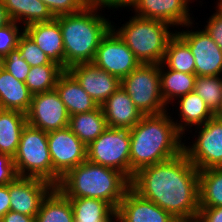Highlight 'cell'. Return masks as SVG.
Returning a JSON list of instances; mask_svg holds the SVG:
<instances>
[{"label":"cell","mask_w":222,"mask_h":222,"mask_svg":"<svg viewBox=\"0 0 222 222\" xmlns=\"http://www.w3.org/2000/svg\"><path fill=\"white\" fill-rule=\"evenodd\" d=\"M13 160L18 176L40 178L53 185V167L47 132L27 124L22 131Z\"/></svg>","instance_id":"6"},{"label":"cell","mask_w":222,"mask_h":222,"mask_svg":"<svg viewBox=\"0 0 222 222\" xmlns=\"http://www.w3.org/2000/svg\"><path fill=\"white\" fill-rule=\"evenodd\" d=\"M192 30H176V33L188 44L195 58V75H222V49L204 29Z\"/></svg>","instance_id":"13"},{"label":"cell","mask_w":222,"mask_h":222,"mask_svg":"<svg viewBox=\"0 0 222 222\" xmlns=\"http://www.w3.org/2000/svg\"><path fill=\"white\" fill-rule=\"evenodd\" d=\"M130 187L179 222H195L199 212V170L184 152L134 174Z\"/></svg>","instance_id":"1"},{"label":"cell","mask_w":222,"mask_h":222,"mask_svg":"<svg viewBox=\"0 0 222 222\" xmlns=\"http://www.w3.org/2000/svg\"><path fill=\"white\" fill-rule=\"evenodd\" d=\"M67 70L98 106H101L121 87L119 78L100 69L93 62L75 64Z\"/></svg>","instance_id":"16"},{"label":"cell","mask_w":222,"mask_h":222,"mask_svg":"<svg viewBox=\"0 0 222 222\" xmlns=\"http://www.w3.org/2000/svg\"><path fill=\"white\" fill-rule=\"evenodd\" d=\"M56 18L63 39L64 70L75 64L93 62L101 40L115 23L102 16L98 9L87 6L76 14Z\"/></svg>","instance_id":"3"},{"label":"cell","mask_w":222,"mask_h":222,"mask_svg":"<svg viewBox=\"0 0 222 222\" xmlns=\"http://www.w3.org/2000/svg\"><path fill=\"white\" fill-rule=\"evenodd\" d=\"M55 89L70 116L77 113L89 112L98 107L68 70H64L60 74Z\"/></svg>","instance_id":"20"},{"label":"cell","mask_w":222,"mask_h":222,"mask_svg":"<svg viewBox=\"0 0 222 222\" xmlns=\"http://www.w3.org/2000/svg\"><path fill=\"white\" fill-rule=\"evenodd\" d=\"M192 0H136L133 4L135 15L160 20L173 27H193L194 24L189 13ZM190 2V3H189Z\"/></svg>","instance_id":"15"},{"label":"cell","mask_w":222,"mask_h":222,"mask_svg":"<svg viewBox=\"0 0 222 222\" xmlns=\"http://www.w3.org/2000/svg\"><path fill=\"white\" fill-rule=\"evenodd\" d=\"M18 49L20 56L30 65L37 67L46 64H57L52 62L50 58L37 46L25 32H23L18 41Z\"/></svg>","instance_id":"33"},{"label":"cell","mask_w":222,"mask_h":222,"mask_svg":"<svg viewBox=\"0 0 222 222\" xmlns=\"http://www.w3.org/2000/svg\"><path fill=\"white\" fill-rule=\"evenodd\" d=\"M163 63L171 70L195 74V58L188 44L177 33L168 41Z\"/></svg>","instance_id":"29"},{"label":"cell","mask_w":222,"mask_h":222,"mask_svg":"<svg viewBox=\"0 0 222 222\" xmlns=\"http://www.w3.org/2000/svg\"><path fill=\"white\" fill-rule=\"evenodd\" d=\"M54 17L76 14L86 7L85 0H41Z\"/></svg>","instance_id":"36"},{"label":"cell","mask_w":222,"mask_h":222,"mask_svg":"<svg viewBox=\"0 0 222 222\" xmlns=\"http://www.w3.org/2000/svg\"><path fill=\"white\" fill-rule=\"evenodd\" d=\"M101 107L107 125L111 128L130 130L144 116L122 87H119Z\"/></svg>","instance_id":"18"},{"label":"cell","mask_w":222,"mask_h":222,"mask_svg":"<svg viewBox=\"0 0 222 222\" xmlns=\"http://www.w3.org/2000/svg\"><path fill=\"white\" fill-rule=\"evenodd\" d=\"M195 222H222V206L200 207Z\"/></svg>","instance_id":"40"},{"label":"cell","mask_w":222,"mask_h":222,"mask_svg":"<svg viewBox=\"0 0 222 222\" xmlns=\"http://www.w3.org/2000/svg\"><path fill=\"white\" fill-rule=\"evenodd\" d=\"M0 66L21 82H25L31 68L20 56L18 47L11 50L5 57L0 59Z\"/></svg>","instance_id":"34"},{"label":"cell","mask_w":222,"mask_h":222,"mask_svg":"<svg viewBox=\"0 0 222 222\" xmlns=\"http://www.w3.org/2000/svg\"><path fill=\"white\" fill-rule=\"evenodd\" d=\"M120 222H179L158 205L142 198L131 187L116 210Z\"/></svg>","instance_id":"17"},{"label":"cell","mask_w":222,"mask_h":222,"mask_svg":"<svg viewBox=\"0 0 222 222\" xmlns=\"http://www.w3.org/2000/svg\"><path fill=\"white\" fill-rule=\"evenodd\" d=\"M54 187L40 178L18 176L9 183L10 211L36 216L43 199Z\"/></svg>","instance_id":"14"},{"label":"cell","mask_w":222,"mask_h":222,"mask_svg":"<svg viewBox=\"0 0 222 222\" xmlns=\"http://www.w3.org/2000/svg\"><path fill=\"white\" fill-rule=\"evenodd\" d=\"M64 69L58 64L31 67L25 84L32 95L55 89L57 79Z\"/></svg>","instance_id":"31"},{"label":"cell","mask_w":222,"mask_h":222,"mask_svg":"<svg viewBox=\"0 0 222 222\" xmlns=\"http://www.w3.org/2000/svg\"><path fill=\"white\" fill-rule=\"evenodd\" d=\"M130 131L108 127L87 146V160L116 169L130 180Z\"/></svg>","instance_id":"8"},{"label":"cell","mask_w":222,"mask_h":222,"mask_svg":"<svg viewBox=\"0 0 222 222\" xmlns=\"http://www.w3.org/2000/svg\"><path fill=\"white\" fill-rule=\"evenodd\" d=\"M130 181L140 169L161 163L183 152V137L168 111L144 115L130 130Z\"/></svg>","instance_id":"2"},{"label":"cell","mask_w":222,"mask_h":222,"mask_svg":"<svg viewBox=\"0 0 222 222\" xmlns=\"http://www.w3.org/2000/svg\"><path fill=\"white\" fill-rule=\"evenodd\" d=\"M216 116L222 120V108L217 112Z\"/></svg>","instance_id":"45"},{"label":"cell","mask_w":222,"mask_h":222,"mask_svg":"<svg viewBox=\"0 0 222 222\" xmlns=\"http://www.w3.org/2000/svg\"><path fill=\"white\" fill-rule=\"evenodd\" d=\"M74 222H110L116 210L104 200L97 198H69Z\"/></svg>","instance_id":"28"},{"label":"cell","mask_w":222,"mask_h":222,"mask_svg":"<svg viewBox=\"0 0 222 222\" xmlns=\"http://www.w3.org/2000/svg\"><path fill=\"white\" fill-rule=\"evenodd\" d=\"M17 177L13 158L10 155L0 153V185H8Z\"/></svg>","instance_id":"37"},{"label":"cell","mask_w":222,"mask_h":222,"mask_svg":"<svg viewBox=\"0 0 222 222\" xmlns=\"http://www.w3.org/2000/svg\"><path fill=\"white\" fill-rule=\"evenodd\" d=\"M194 92L206 103L216 115L222 108V76H197Z\"/></svg>","instance_id":"32"},{"label":"cell","mask_w":222,"mask_h":222,"mask_svg":"<svg viewBox=\"0 0 222 222\" xmlns=\"http://www.w3.org/2000/svg\"><path fill=\"white\" fill-rule=\"evenodd\" d=\"M110 222H120L117 216H115Z\"/></svg>","instance_id":"46"},{"label":"cell","mask_w":222,"mask_h":222,"mask_svg":"<svg viewBox=\"0 0 222 222\" xmlns=\"http://www.w3.org/2000/svg\"><path fill=\"white\" fill-rule=\"evenodd\" d=\"M24 32L38 47L64 69V46L59 21L55 17L51 21L33 23L24 27Z\"/></svg>","instance_id":"19"},{"label":"cell","mask_w":222,"mask_h":222,"mask_svg":"<svg viewBox=\"0 0 222 222\" xmlns=\"http://www.w3.org/2000/svg\"><path fill=\"white\" fill-rule=\"evenodd\" d=\"M112 29L143 64H161L170 38L176 33L166 22L132 16L121 27ZM170 29V31H169Z\"/></svg>","instance_id":"5"},{"label":"cell","mask_w":222,"mask_h":222,"mask_svg":"<svg viewBox=\"0 0 222 222\" xmlns=\"http://www.w3.org/2000/svg\"><path fill=\"white\" fill-rule=\"evenodd\" d=\"M35 222H74L69 198L54 187L43 199Z\"/></svg>","instance_id":"27"},{"label":"cell","mask_w":222,"mask_h":222,"mask_svg":"<svg viewBox=\"0 0 222 222\" xmlns=\"http://www.w3.org/2000/svg\"><path fill=\"white\" fill-rule=\"evenodd\" d=\"M68 127L88 146L108 128V125L102 107L98 106L95 110L71 115Z\"/></svg>","instance_id":"25"},{"label":"cell","mask_w":222,"mask_h":222,"mask_svg":"<svg viewBox=\"0 0 222 222\" xmlns=\"http://www.w3.org/2000/svg\"><path fill=\"white\" fill-rule=\"evenodd\" d=\"M32 94L25 82L18 81L0 66V109L27 114Z\"/></svg>","instance_id":"22"},{"label":"cell","mask_w":222,"mask_h":222,"mask_svg":"<svg viewBox=\"0 0 222 222\" xmlns=\"http://www.w3.org/2000/svg\"><path fill=\"white\" fill-rule=\"evenodd\" d=\"M193 144L183 143V152L200 171L222 167V120L216 115L205 124L196 127ZM186 144V145H185Z\"/></svg>","instance_id":"9"},{"label":"cell","mask_w":222,"mask_h":222,"mask_svg":"<svg viewBox=\"0 0 222 222\" xmlns=\"http://www.w3.org/2000/svg\"><path fill=\"white\" fill-rule=\"evenodd\" d=\"M56 187L67 198H97L117 210L130 180L116 169L86 160L69 170Z\"/></svg>","instance_id":"4"},{"label":"cell","mask_w":222,"mask_h":222,"mask_svg":"<svg viewBox=\"0 0 222 222\" xmlns=\"http://www.w3.org/2000/svg\"><path fill=\"white\" fill-rule=\"evenodd\" d=\"M93 63L120 80L141 64L112 28L101 40Z\"/></svg>","instance_id":"11"},{"label":"cell","mask_w":222,"mask_h":222,"mask_svg":"<svg viewBox=\"0 0 222 222\" xmlns=\"http://www.w3.org/2000/svg\"><path fill=\"white\" fill-rule=\"evenodd\" d=\"M21 26L12 21L10 24L0 28V59L5 57L11 50L17 48L19 38L24 32V27L23 25Z\"/></svg>","instance_id":"35"},{"label":"cell","mask_w":222,"mask_h":222,"mask_svg":"<svg viewBox=\"0 0 222 222\" xmlns=\"http://www.w3.org/2000/svg\"><path fill=\"white\" fill-rule=\"evenodd\" d=\"M53 167V186L72 168L87 160V146L69 127L47 132Z\"/></svg>","instance_id":"10"},{"label":"cell","mask_w":222,"mask_h":222,"mask_svg":"<svg viewBox=\"0 0 222 222\" xmlns=\"http://www.w3.org/2000/svg\"><path fill=\"white\" fill-rule=\"evenodd\" d=\"M219 2H217V6L215 7V13L217 14V15H219L221 18H222V0H218Z\"/></svg>","instance_id":"44"},{"label":"cell","mask_w":222,"mask_h":222,"mask_svg":"<svg viewBox=\"0 0 222 222\" xmlns=\"http://www.w3.org/2000/svg\"><path fill=\"white\" fill-rule=\"evenodd\" d=\"M10 211L9 184L0 185V220Z\"/></svg>","instance_id":"41"},{"label":"cell","mask_w":222,"mask_h":222,"mask_svg":"<svg viewBox=\"0 0 222 222\" xmlns=\"http://www.w3.org/2000/svg\"><path fill=\"white\" fill-rule=\"evenodd\" d=\"M27 124L44 132L63 129L69 126L70 115L56 91L32 95Z\"/></svg>","instance_id":"12"},{"label":"cell","mask_w":222,"mask_h":222,"mask_svg":"<svg viewBox=\"0 0 222 222\" xmlns=\"http://www.w3.org/2000/svg\"><path fill=\"white\" fill-rule=\"evenodd\" d=\"M0 222H35V216H27L15 211H8Z\"/></svg>","instance_id":"42"},{"label":"cell","mask_w":222,"mask_h":222,"mask_svg":"<svg viewBox=\"0 0 222 222\" xmlns=\"http://www.w3.org/2000/svg\"><path fill=\"white\" fill-rule=\"evenodd\" d=\"M222 206V167L199 171V207Z\"/></svg>","instance_id":"30"},{"label":"cell","mask_w":222,"mask_h":222,"mask_svg":"<svg viewBox=\"0 0 222 222\" xmlns=\"http://www.w3.org/2000/svg\"><path fill=\"white\" fill-rule=\"evenodd\" d=\"M121 87L143 115L168 111L161 95L159 64L141 63L121 80Z\"/></svg>","instance_id":"7"},{"label":"cell","mask_w":222,"mask_h":222,"mask_svg":"<svg viewBox=\"0 0 222 222\" xmlns=\"http://www.w3.org/2000/svg\"><path fill=\"white\" fill-rule=\"evenodd\" d=\"M12 21L26 27L33 23L47 22L55 17L41 0H2Z\"/></svg>","instance_id":"24"},{"label":"cell","mask_w":222,"mask_h":222,"mask_svg":"<svg viewBox=\"0 0 222 222\" xmlns=\"http://www.w3.org/2000/svg\"><path fill=\"white\" fill-rule=\"evenodd\" d=\"M12 22L10 16L8 15V12L2 2L0 0V28L10 24Z\"/></svg>","instance_id":"43"},{"label":"cell","mask_w":222,"mask_h":222,"mask_svg":"<svg viewBox=\"0 0 222 222\" xmlns=\"http://www.w3.org/2000/svg\"><path fill=\"white\" fill-rule=\"evenodd\" d=\"M27 125L26 114L0 109V153L15 156L24 127Z\"/></svg>","instance_id":"23"},{"label":"cell","mask_w":222,"mask_h":222,"mask_svg":"<svg viewBox=\"0 0 222 222\" xmlns=\"http://www.w3.org/2000/svg\"><path fill=\"white\" fill-rule=\"evenodd\" d=\"M85 1L87 7L96 8L102 12L103 9L101 8L103 7L104 8L108 7L109 9L112 8L113 10L123 7L130 8L131 6H133L136 0H85Z\"/></svg>","instance_id":"39"},{"label":"cell","mask_w":222,"mask_h":222,"mask_svg":"<svg viewBox=\"0 0 222 222\" xmlns=\"http://www.w3.org/2000/svg\"><path fill=\"white\" fill-rule=\"evenodd\" d=\"M207 25H205L204 30L212 38V40L222 49V18L213 13L211 17L208 18Z\"/></svg>","instance_id":"38"},{"label":"cell","mask_w":222,"mask_h":222,"mask_svg":"<svg viewBox=\"0 0 222 222\" xmlns=\"http://www.w3.org/2000/svg\"><path fill=\"white\" fill-rule=\"evenodd\" d=\"M176 100H178L177 105L179 104L180 114L178 116L180 120L179 122L178 119L174 120V123L182 136L186 134L185 130L187 132V128L191 129L193 126H201L215 116L204 100L194 91Z\"/></svg>","instance_id":"21"},{"label":"cell","mask_w":222,"mask_h":222,"mask_svg":"<svg viewBox=\"0 0 222 222\" xmlns=\"http://www.w3.org/2000/svg\"><path fill=\"white\" fill-rule=\"evenodd\" d=\"M159 73L161 95L167 106H169L168 104L171 105L174 99L194 91L195 79L197 77L195 74L171 70L163 62L159 64Z\"/></svg>","instance_id":"26"}]
</instances>
